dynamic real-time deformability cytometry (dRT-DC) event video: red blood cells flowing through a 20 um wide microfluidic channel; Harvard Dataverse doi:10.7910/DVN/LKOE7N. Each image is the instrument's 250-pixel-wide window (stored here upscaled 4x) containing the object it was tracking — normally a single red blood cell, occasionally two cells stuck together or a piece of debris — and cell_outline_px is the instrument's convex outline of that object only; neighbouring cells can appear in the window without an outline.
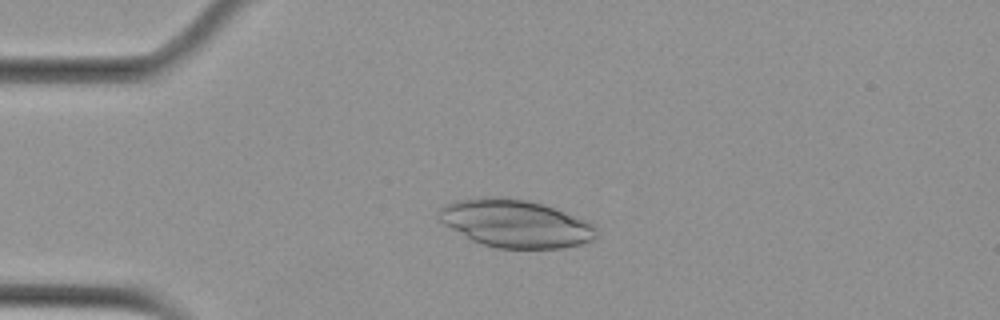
{"species": "Egyptian fruit bat (a non-hibernating species)", "species_latin": "Rousettus aegyptiacus", "temperature_condition": "cold", "stored_images_in_passage": 4, "camera_frame_rate_fps": 3000, "um_per_image_px": 0.085, "animal": {"sex": "female"}, "frame": {"image": 1, "passage_image": 3, "time_ms": 2.667, "image_size_px": [1000, 320], "cell_outline_px": [[596, 236], [592, 240], [580, 244], [560, 248], [496, 248], [480, 244], [472, 240], [444, 224], [436, 216], [440, 208], [444, 204], [456, 200], [484, 196], [504, 196], [544, 204], [556, 208], [588, 220], [596, 228]], "centroid_in_image_um": [43.79, 18.98], "position_along_channel_um": 41.2, "area_um2": 44.1}}